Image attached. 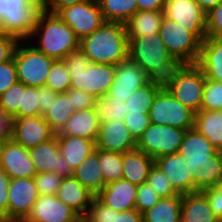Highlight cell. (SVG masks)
Here are the masks:
<instances>
[{
  "label": "cell",
  "instance_id": "cell-25",
  "mask_svg": "<svg viewBox=\"0 0 222 222\" xmlns=\"http://www.w3.org/2000/svg\"><path fill=\"white\" fill-rule=\"evenodd\" d=\"M196 65L202 70L205 78L222 83V42L206 36L201 43Z\"/></svg>",
  "mask_w": 222,
  "mask_h": 222
},
{
  "label": "cell",
  "instance_id": "cell-3",
  "mask_svg": "<svg viewBox=\"0 0 222 222\" xmlns=\"http://www.w3.org/2000/svg\"><path fill=\"white\" fill-rule=\"evenodd\" d=\"M128 59L150 79L164 82L179 66L167 51L159 33L128 38Z\"/></svg>",
  "mask_w": 222,
  "mask_h": 222
},
{
  "label": "cell",
  "instance_id": "cell-41",
  "mask_svg": "<svg viewBox=\"0 0 222 222\" xmlns=\"http://www.w3.org/2000/svg\"><path fill=\"white\" fill-rule=\"evenodd\" d=\"M146 183L150 185L161 198L181 195L172 186L167 176L154 163L151 167Z\"/></svg>",
  "mask_w": 222,
  "mask_h": 222
},
{
  "label": "cell",
  "instance_id": "cell-43",
  "mask_svg": "<svg viewBox=\"0 0 222 222\" xmlns=\"http://www.w3.org/2000/svg\"><path fill=\"white\" fill-rule=\"evenodd\" d=\"M0 105L6 114L19 118V107L22 106V83L17 82L0 95Z\"/></svg>",
  "mask_w": 222,
  "mask_h": 222
},
{
  "label": "cell",
  "instance_id": "cell-29",
  "mask_svg": "<svg viewBox=\"0 0 222 222\" xmlns=\"http://www.w3.org/2000/svg\"><path fill=\"white\" fill-rule=\"evenodd\" d=\"M73 177L94 196L102 191L106 184L101 174L98 148L73 170Z\"/></svg>",
  "mask_w": 222,
  "mask_h": 222
},
{
  "label": "cell",
  "instance_id": "cell-40",
  "mask_svg": "<svg viewBox=\"0 0 222 222\" xmlns=\"http://www.w3.org/2000/svg\"><path fill=\"white\" fill-rule=\"evenodd\" d=\"M71 76L62 60L52 64L45 86L57 93H65L70 89Z\"/></svg>",
  "mask_w": 222,
  "mask_h": 222
},
{
  "label": "cell",
  "instance_id": "cell-57",
  "mask_svg": "<svg viewBox=\"0 0 222 222\" xmlns=\"http://www.w3.org/2000/svg\"><path fill=\"white\" fill-rule=\"evenodd\" d=\"M166 0H136L138 11H164Z\"/></svg>",
  "mask_w": 222,
  "mask_h": 222
},
{
  "label": "cell",
  "instance_id": "cell-30",
  "mask_svg": "<svg viewBox=\"0 0 222 222\" xmlns=\"http://www.w3.org/2000/svg\"><path fill=\"white\" fill-rule=\"evenodd\" d=\"M57 139L60 153L72 170L79 166L96 148L94 141L81 137L57 135Z\"/></svg>",
  "mask_w": 222,
  "mask_h": 222
},
{
  "label": "cell",
  "instance_id": "cell-23",
  "mask_svg": "<svg viewBox=\"0 0 222 222\" xmlns=\"http://www.w3.org/2000/svg\"><path fill=\"white\" fill-rule=\"evenodd\" d=\"M100 123L101 121L95 107L78 110L72 114L62 130L56 133V135L76 136L96 143Z\"/></svg>",
  "mask_w": 222,
  "mask_h": 222
},
{
  "label": "cell",
  "instance_id": "cell-42",
  "mask_svg": "<svg viewBox=\"0 0 222 222\" xmlns=\"http://www.w3.org/2000/svg\"><path fill=\"white\" fill-rule=\"evenodd\" d=\"M200 110H222V83L205 79Z\"/></svg>",
  "mask_w": 222,
  "mask_h": 222
},
{
  "label": "cell",
  "instance_id": "cell-16",
  "mask_svg": "<svg viewBox=\"0 0 222 222\" xmlns=\"http://www.w3.org/2000/svg\"><path fill=\"white\" fill-rule=\"evenodd\" d=\"M96 148L125 153L136 148V140L124 121H101Z\"/></svg>",
  "mask_w": 222,
  "mask_h": 222
},
{
  "label": "cell",
  "instance_id": "cell-32",
  "mask_svg": "<svg viewBox=\"0 0 222 222\" xmlns=\"http://www.w3.org/2000/svg\"><path fill=\"white\" fill-rule=\"evenodd\" d=\"M194 128L222 151V110H200L195 114Z\"/></svg>",
  "mask_w": 222,
  "mask_h": 222
},
{
  "label": "cell",
  "instance_id": "cell-14",
  "mask_svg": "<svg viewBox=\"0 0 222 222\" xmlns=\"http://www.w3.org/2000/svg\"><path fill=\"white\" fill-rule=\"evenodd\" d=\"M36 174L54 172L61 177H72L73 170L61 155L57 135L39 145L28 149Z\"/></svg>",
  "mask_w": 222,
  "mask_h": 222
},
{
  "label": "cell",
  "instance_id": "cell-27",
  "mask_svg": "<svg viewBox=\"0 0 222 222\" xmlns=\"http://www.w3.org/2000/svg\"><path fill=\"white\" fill-rule=\"evenodd\" d=\"M181 222H221L202 191L182 194Z\"/></svg>",
  "mask_w": 222,
  "mask_h": 222
},
{
  "label": "cell",
  "instance_id": "cell-7",
  "mask_svg": "<svg viewBox=\"0 0 222 222\" xmlns=\"http://www.w3.org/2000/svg\"><path fill=\"white\" fill-rule=\"evenodd\" d=\"M25 42L27 43L28 40H20L13 53L18 81L26 86L38 88L45 86L50 68L55 59L38 51L31 42L29 44Z\"/></svg>",
  "mask_w": 222,
  "mask_h": 222
},
{
  "label": "cell",
  "instance_id": "cell-52",
  "mask_svg": "<svg viewBox=\"0 0 222 222\" xmlns=\"http://www.w3.org/2000/svg\"><path fill=\"white\" fill-rule=\"evenodd\" d=\"M20 40L10 34L0 32V64L10 60Z\"/></svg>",
  "mask_w": 222,
  "mask_h": 222
},
{
  "label": "cell",
  "instance_id": "cell-21",
  "mask_svg": "<svg viewBox=\"0 0 222 222\" xmlns=\"http://www.w3.org/2000/svg\"><path fill=\"white\" fill-rule=\"evenodd\" d=\"M217 151L195 128L186 131L179 149V153L187 160L188 169L192 174L195 168L210 161V155H214Z\"/></svg>",
  "mask_w": 222,
  "mask_h": 222
},
{
  "label": "cell",
  "instance_id": "cell-22",
  "mask_svg": "<svg viewBox=\"0 0 222 222\" xmlns=\"http://www.w3.org/2000/svg\"><path fill=\"white\" fill-rule=\"evenodd\" d=\"M138 186L125 179L110 182L96 196L102 203L117 212L136 209Z\"/></svg>",
  "mask_w": 222,
  "mask_h": 222
},
{
  "label": "cell",
  "instance_id": "cell-13",
  "mask_svg": "<svg viewBox=\"0 0 222 222\" xmlns=\"http://www.w3.org/2000/svg\"><path fill=\"white\" fill-rule=\"evenodd\" d=\"M39 196L34 177L10 179L8 185V222H24Z\"/></svg>",
  "mask_w": 222,
  "mask_h": 222
},
{
  "label": "cell",
  "instance_id": "cell-37",
  "mask_svg": "<svg viewBox=\"0 0 222 222\" xmlns=\"http://www.w3.org/2000/svg\"><path fill=\"white\" fill-rule=\"evenodd\" d=\"M105 21L126 23L137 11L136 0H99Z\"/></svg>",
  "mask_w": 222,
  "mask_h": 222
},
{
  "label": "cell",
  "instance_id": "cell-28",
  "mask_svg": "<svg viewBox=\"0 0 222 222\" xmlns=\"http://www.w3.org/2000/svg\"><path fill=\"white\" fill-rule=\"evenodd\" d=\"M81 222H144L143 214L137 209L117 212L102 203L96 196Z\"/></svg>",
  "mask_w": 222,
  "mask_h": 222
},
{
  "label": "cell",
  "instance_id": "cell-26",
  "mask_svg": "<svg viewBox=\"0 0 222 222\" xmlns=\"http://www.w3.org/2000/svg\"><path fill=\"white\" fill-rule=\"evenodd\" d=\"M123 179L133 185L140 186L146 183L149 171L154 165V159L142 150H134L122 153Z\"/></svg>",
  "mask_w": 222,
  "mask_h": 222
},
{
  "label": "cell",
  "instance_id": "cell-33",
  "mask_svg": "<svg viewBox=\"0 0 222 222\" xmlns=\"http://www.w3.org/2000/svg\"><path fill=\"white\" fill-rule=\"evenodd\" d=\"M164 11H137L126 23L128 38L159 33Z\"/></svg>",
  "mask_w": 222,
  "mask_h": 222
},
{
  "label": "cell",
  "instance_id": "cell-24",
  "mask_svg": "<svg viewBox=\"0 0 222 222\" xmlns=\"http://www.w3.org/2000/svg\"><path fill=\"white\" fill-rule=\"evenodd\" d=\"M56 196L81 218L85 215L95 197L73 176L63 178Z\"/></svg>",
  "mask_w": 222,
  "mask_h": 222
},
{
  "label": "cell",
  "instance_id": "cell-58",
  "mask_svg": "<svg viewBox=\"0 0 222 222\" xmlns=\"http://www.w3.org/2000/svg\"><path fill=\"white\" fill-rule=\"evenodd\" d=\"M195 1L198 3L199 7L206 14L222 2V0H195Z\"/></svg>",
  "mask_w": 222,
  "mask_h": 222
},
{
  "label": "cell",
  "instance_id": "cell-10",
  "mask_svg": "<svg viewBox=\"0 0 222 222\" xmlns=\"http://www.w3.org/2000/svg\"><path fill=\"white\" fill-rule=\"evenodd\" d=\"M187 130L151 123L136 141V148L154 160L179 152Z\"/></svg>",
  "mask_w": 222,
  "mask_h": 222
},
{
  "label": "cell",
  "instance_id": "cell-39",
  "mask_svg": "<svg viewBox=\"0 0 222 222\" xmlns=\"http://www.w3.org/2000/svg\"><path fill=\"white\" fill-rule=\"evenodd\" d=\"M99 164L105 184L123 179L122 153L99 149Z\"/></svg>",
  "mask_w": 222,
  "mask_h": 222
},
{
  "label": "cell",
  "instance_id": "cell-51",
  "mask_svg": "<svg viewBox=\"0 0 222 222\" xmlns=\"http://www.w3.org/2000/svg\"><path fill=\"white\" fill-rule=\"evenodd\" d=\"M202 192L206 195L210 208L222 222V184L207 188Z\"/></svg>",
  "mask_w": 222,
  "mask_h": 222
},
{
  "label": "cell",
  "instance_id": "cell-46",
  "mask_svg": "<svg viewBox=\"0 0 222 222\" xmlns=\"http://www.w3.org/2000/svg\"><path fill=\"white\" fill-rule=\"evenodd\" d=\"M160 199L161 197L157 195L156 191L150 185L143 183L137 188L136 209L143 214L152 208Z\"/></svg>",
  "mask_w": 222,
  "mask_h": 222
},
{
  "label": "cell",
  "instance_id": "cell-54",
  "mask_svg": "<svg viewBox=\"0 0 222 222\" xmlns=\"http://www.w3.org/2000/svg\"><path fill=\"white\" fill-rule=\"evenodd\" d=\"M57 94V92H54L52 89L46 86L38 88V106L40 110V116H44L45 113H47V111L51 107L52 101L55 100Z\"/></svg>",
  "mask_w": 222,
  "mask_h": 222
},
{
  "label": "cell",
  "instance_id": "cell-35",
  "mask_svg": "<svg viewBox=\"0 0 222 222\" xmlns=\"http://www.w3.org/2000/svg\"><path fill=\"white\" fill-rule=\"evenodd\" d=\"M182 195L161 198L143 213L144 222H181Z\"/></svg>",
  "mask_w": 222,
  "mask_h": 222
},
{
  "label": "cell",
  "instance_id": "cell-19",
  "mask_svg": "<svg viewBox=\"0 0 222 222\" xmlns=\"http://www.w3.org/2000/svg\"><path fill=\"white\" fill-rule=\"evenodd\" d=\"M187 160L179 153L170 154L154 160L179 194L194 193L193 174L189 171Z\"/></svg>",
  "mask_w": 222,
  "mask_h": 222
},
{
  "label": "cell",
  "instance_id": "cell-44",
  "mask_svg": "<svg viewBox=\"0 0 222 222\" xmlns=\"http://www.w3.org/2000/svg\"><path fill=\"white\" fill-rule=\"evenodd\" d=\"M38 102V87L26 86L22 83V106L19 107V118L40 116Z\"/></svg>",
  "mask_w": 222,
  "mask_h": 222
},
{
  "label": "cell",
  "instance_id": "cell-1",
  "mask_svg": "<svg viewBox=\"0 0 222 222\" xmlns=\"http://www.w3.org/2000/svg\"><path fill=\"white\" fill-rule=\"evenodd\" d=\"M79 49L91 63L118 65L128 59L126 25L105 21L90 35L83 37Z\"/></svg>",
  "mask_w": 222,
  "mask_h": 222
},
{
  "label": "cell",
  "instance_id": "cell-20",
  "mask_svg": "<svg viewBox=\"0 0 222 222\" xmlns=\"http://www.w3.org/2000/svg\"><path fill=\"white\" fill-rule=\"evenodd\" d=\"M149 80L150 78L135 62L127 59L116 65L115 77L107 95H131Z\"/></svg>",
  "mask_w": 222,
  "mask_h": 222
},
{
  "label": "cell",
  "instance_id": "cell-38",
  "mask_svg": "<svg viewBox=\"0 0 222 222\" xmlns=\"http://www.w3.org/2000/svg\"><path fill=\"white\" fill-rule=\"evenodd\" d=\"M164 87L162 81L150 79L141 88L133 91L131 109L133 113L148 114L157 93Z\"/></svg>",
  "mask_w": 222,
  "mask_h": 222
},
{
  "label": "cell",
  "instance_id": "cell-53",
  "mask_svg": "<svg viewBox=\"0 0 222 222\" xmlns=\"http://www.w3.org/2000/svg\"><path fill=\"white\" fill-rule=\"evenodd\" d=\"M10 178L0 167V217L4 222H8V185Z\"/></svg>",
  "mask_w": 222,
  "mask_h": 222
},
{
  "label": "cell",
  "instance_id": "cell-4",
  "mask_svg": "<svg viewBox=\"0 0 222 222\" xmlns=\"http://www.w3.org/2000/svg\"><path fill=\"white\" fill-rule=\"evenodd\" d=\"M30 38H36L37 45L34 42L31 44L38 51L55 60H62L69 53L78 50L80 43L74 31L57 14L45 11L40 13L37 25L28 39L32 41Z\"/></svg>",
  "mask_w": 222,
  "mask_h": 222
},
{
  "label": "cell",
  "instance_id": "cell-6",
  "mask_svg": "<svg viewBox=\"0 0 222 222\" xmlns=\"http://www.w3.org/2000/svg\"><path fill=\"white\" fill-rule=\"evenodd\" d=\"M205 79V75L196 64H182L163 84L171 95L196 114L200 111Z\"/></svg>",
  "mask_w": 222,
  "mask_h": 222
},
{
  "label": "cell",
  "instance_id": "cell-8",
  "mask_svg": "<svg viewBox=\"0 0 222 222\" xmlns=\"http://www.w3.org/2000/svg\"><path fill=\"white\" fill-rule=\"evenodd\" d=\"M159 35L167 51L179 65L197 63L201 42L191 33V28H183L164 16Z\"/></svg>",
  "mask_w": 222,
  "mask_h": 222
},
{
  "label": "cell",
  "instance_id": "cell-2",
  "mask_svg": "<svg viewBox=\"0 0 222 222\" xmlns=\"http://www.w3.org/2000/svg\"><path fill=\"white\" fill-rule=\"evenodd\" d=\"M70 73V88L84 90L95 98L107 95L115 77L116 65L91 63L80 50L62 59Z\"/></svg>",
  "mask_w": 222,
  "mask_h": 222
},
{
  "label": "cell",
  "instance_id": "cell-12",
  "mask_svg": "<svg viewBox=\"0 0 222 222\" xmlns=\"http://www.w3.org/2000/svg\"><path fill=\"white\" fill-rule=\"evenodd\" d=\"M164 16L191 33L202 43L206 38L207 17L195 0H166Z\"/></svg>",
  "mask_w": 222,
  "mask_h": 222
},
{
  "label": "cell",
  "instance_id": "cell-48",
  "mask_svg": "<svg viewBox=\"0 0 222 222\" xmlns=\"http://www.w3.org/2000/svg\"><path fill=\"white\" fill-rule=\"evenodd\" d=\"M206 36L214 39L222 38V2L206 14Z\"/></svg>",
  "mask_w": 222,
  "mask_h": 222
},
{
  "label": "cell",
  "instance_id": "cell-45",
  "mask_svg": "<svg viewBox=\"0 0 222 222\" xmlns=\"http://www.w3.org/2000/svg\"><path fill=\"white\" fill-rule=\"evenodd\" d=\"M63 177L54 172L38 173L34 176V182L38 193L42 195H56Z\"/></svg>",
  "mask_w": 222,
  "mask_h": 222
},
{
  "label": "cell",
  "instance_id": "cell-5",
  "mask_svg": "<svg viewBox=\"0 0 222 222\" xmlns=\"http://www.w3.org/2000/svg\"><path fill=\"white\" fill-rule=\"evenodd\" d=\"M41 12L39 0H0V32L28 40Z\"/></svg>",
  "mask_w": 222,
  "mask_h": 222
},
{
  "label": "cell",
  "instance_id": "cell-59",
  "mask_svg": "<svg viewBox=\"0 0 222 222\" xmlns=\"http://www.w3.org/2000/svg\"><path fill=\"white\" fill-rule=\"evenodd\" d=\"M8 140H5V139H1L0 138V160H1V155H2V152H3V149H4V146L6 144Z\"/></svg>",
  "mask_w": 222,
  "mask_h": 222
},
{
  "label": "cell",
  "instance_id": "cell-11",
  "mask_svg": "<svg viewBox=\"0 0 222 222\" xmlns=\"http://www.w3.org/2000/svg\"><path fill=\"white\" fill-rule=\"evenodd\" d=\"M57 15L74 31L79 40L93 33L105 22L99 3L92 0L63 8Z\"/></svg>",
  "mask_w": 222,
  "mask_h": 222
},
{
  "label": "cell",
  "instance_id": "cell-47",
  "mask_svg": "<svg viewBox=\"0 0 222 222\" xmlns=\"http://www.w3.org/2000/svg\"><path fill=\"white\" fill-rule=\"evenodd\" d=\"M124 123L136 141L151 124L148 114L133 113L132 111L125 117Z\"/></svg>",
  "mask_w": 222,
  "mask_h": 222
},
{
  "label": "cell",
  "instance_id": "cell-50",
  "mask_svg": "<svg viewBox=\"0 0 222 222\" xmlns=\"http://www.w3.org/2000/svg\"><path fill=\"white\" fill-rule=\"evenodd\" d=\"M68 97H71L72 106L75 111L88 109L95 106L96 98L88 94L84 90L70 88L65 92Z\"/></svg>",
  "mask_w": 222,
  "mask_h": 222
},
{
  "label": "cell",
  "instance_id": "cell-55",
  "mask_svg": "<svg viewBox=\"0 0 222 222\" xmlns=\"http://www.w3.org/2000/svg\"><path fill=\"white\" fill-rule=\"evenodd\" d=\"M85 0H39L42 11L57 14L61 9L74 4L82 3Z\"/></svg>",
  "mask_w": 222,
  "mask_h": 222
},
{
  "label": "cell",
  "instance_id": "cell-36",
  "mask_svg": "<svg viewBox=\"0 0 222 222\" xmlns=\"http://www.w3.org/2000/svg\"><path fill=\"white\" fill-rule=\"evenodd\" d=\"M74 112L75 109L72 106L71 97H68L66 93H58L43 117L51 129L55 133H59Z\"/></svg>",
  "mask_w": 222,
  "mask_h": 222
},
{
  "label": "cell",
  "instance_id": "cell-15",
  "mask_svg": "<svg viewBox=\"0 0 222 222\" xmlns=\"http://www.w3.org/2000/svg\"><path fill=\"white\" fill-rule=\"evenodd\" d=\"M24 222H81V217L56 195H42Z\"/></svg>",
  "mask_w": 222,
  "mask_h": 222
},
{
  "label": "cell",
  "instance_id": "cell-17",
  "mask_svg": "<svg viewBox=\"0 0 222 222\" xmlns=\"http://www.w3.org/2000/svg\"><path fill=\"white\" fill-rule=\"evenodd\" d=\"M55 134L43 116L15 118L13 140L26 149L51 139Z\"/></svg>",
  "mask_w": 222,
  "mask_h": 222
},
{
  "label": "cell",
  "instance_id": "cell-31",
  "mask_svg": "<svg viewBox=\"0 0 222 222\" xmlns=\"http://www.w3.org/2000/svg\"><path fill=\"white\" fill-rule=\"evenodd\" d=\"M132 94L96 98L95 110L100 121H124L130 112Z\"/></svg>",
  "mask_w": 222,
  "mask_h": 222
},
{
  "label": "cell",
  "instance_id": "cell-56",
  "mask_svg": "<svg viewBox=\"0 0 222 222\" xmlns=\"http://www.w3.org/2000/svg\"><path fill=\"white\" fill-rule=\"evenodd\" d=\"M15 118L6 114L4 111L0 113V138L12 140L14 134Z\"/></svg>",
  "mask_w": 222,
  "mask_h": 222
},
{
  "label": "cell",
  "instance_id": "cell-49",
  "mask_svg": "<svg viewBox=\"0 0 222 222\" xmlns=\"http://www.w3.org/2000/svg\"><path fill=\"white\" fill-rule=\"evenodd\" d=\"M18 82L16 66L13 57L0 64V95Z\"/></svg>",
  "mask_w": 222,
  "mask_h": 222
},
{
  "label": "cell",
  "instance_id": "cell-34",
  "mask_svg": "<svg viewBox=\"0 0 222 222\" xmlns=\"http://www.w3.org/2000/svg\"><path fill=\"white\" fill-rule=\"evenodd\" d=\"M194 193L222 184V151L210 155V161L195 168Z\"/></svg>",
  "mask_w": 222,
  "mask_h": 222
},
{
  "label": "cell",
  "instance_id": "cell-18",
  "mask_svg": "<svg viewBox=\"0 0 222 222\" xmlns=\"http://www.w3.org/2000/svg\"><path fill=\"white\" fill-rule=\"evenodd\" d=\"M0 167L10 179L32 178L36 175L28 149L16 143L13 139L8 140L4 146Z\"/></svg>",
  "mask_w": 222,
  "mask_h": 222
},
{
  "label": "cell",
  "instance_id": "cell-9",
  "mask_svg": "<svg viewBox=\"0 0 222 222\" xmlns=\"http://www.w3.org/2000/svg\"><path fill=\"white\" fill-rule=\"evenodd\" d=\"M148 116L153 124L169 125L183 130L194 128L195 113L181 104L165 87L157 93Z\"/></svg>",
  "mask_w": 222,
  "mask_h": 222
}]
</instances>
